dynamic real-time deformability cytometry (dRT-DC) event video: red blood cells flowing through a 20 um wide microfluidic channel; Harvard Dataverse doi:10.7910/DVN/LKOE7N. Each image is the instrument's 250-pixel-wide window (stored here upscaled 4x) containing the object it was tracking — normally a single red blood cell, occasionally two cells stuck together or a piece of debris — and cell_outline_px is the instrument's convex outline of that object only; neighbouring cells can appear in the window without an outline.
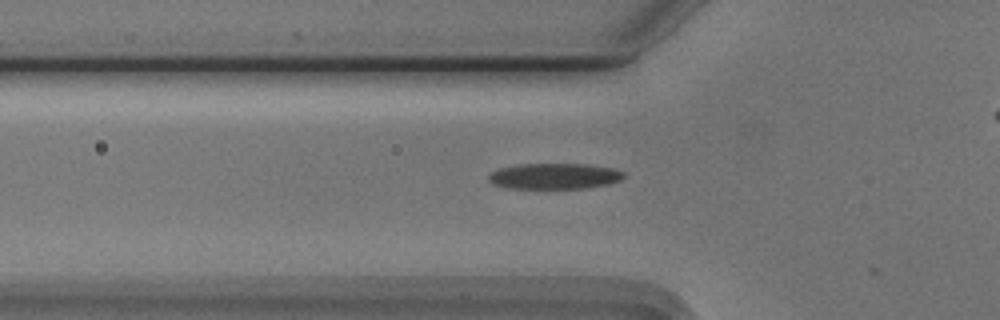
{"species": "Egyptian fruit bat (a non-hibernating species)", "species_latin": "Rousettus aegyptiacus", "temperature_condition": "cold", "stored_images_in_passage": 12, "camera_frame_rate_fps": 3000, "um_per_image_px": 0.085, "animal": {"sex": "male"}, "frame": {"image": 1, "passage_image": 11, "time_ms": 3.333, "image_size_px": [1000, 320], "cell_outline_px": [[624, 176], [620, 180], [608, 184], [584, 188], [508, 188], [492, 184], [488, 180], [488, 176], [492, 172], [500, 168], [520, 164], [588, 164], [612, 168], [624, 172]], "centroid_in_image_um": [47.11, 14.97], "position_along_channel_um": 78.7, "area_um2": 20.23}}